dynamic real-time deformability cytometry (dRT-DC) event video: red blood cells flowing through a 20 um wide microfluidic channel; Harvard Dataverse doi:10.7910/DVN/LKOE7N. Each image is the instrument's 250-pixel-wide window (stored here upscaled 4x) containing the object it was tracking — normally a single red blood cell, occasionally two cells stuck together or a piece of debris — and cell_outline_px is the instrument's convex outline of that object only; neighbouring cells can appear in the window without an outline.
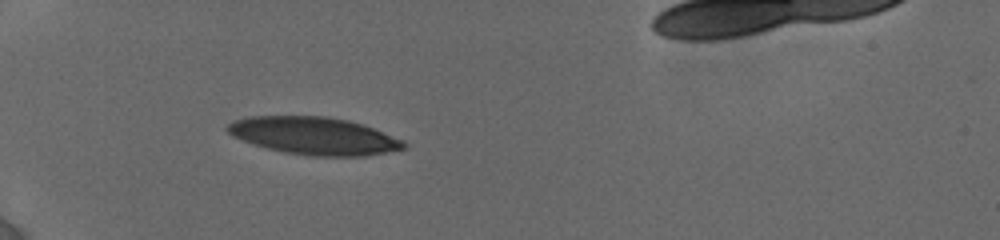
{"species": "human", "species_latin": "Homo sapiens", "temperature_condition": "cold", "stored_images_in_passage": 33, "segment_of_instrument_passage": [1, 2], "camera_frame_rate_fps": 3000, "um_per_image_px": 0.085, "donor": {"sex": "female"}, "frame": {"image": 1, "passage_image": 1, "time_ms": 0.0, "image_size_px": [1000, 240], "cell_outline_px": [[408, 144], [404, 148], [364, 156], [308, 156], [284, 152], [268, 148], [232, 136], [224, 128], [228, 124], [236, 120], [248, 116], [328, 116], [348, 120], [372, 128], [404, 140]], "centroid_in_image_um": [26.68, 11.54], "position_along_channel_um": 58.3, "area_um2": 38.26}}
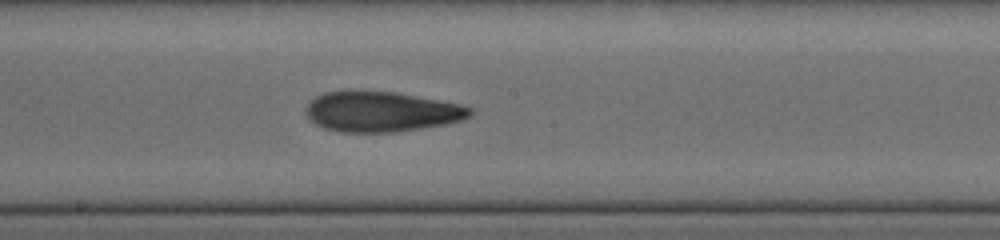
{"frame": {"image": 2, "passage_image": 13, "time_ms": 4.667, "image_size_px": [1000, 240], "cell_outline_px": [[472, 112], [464, 120], [444, 124], [396, 132], [340, 132], [324, 128], [308, 120], [304, 112], [304, 108], [316, 96], [324, 92], [348, 88], [352, 88], [396, 92], [440, 100], [460, 104], [472, 108]], "centroid_in_image_um": [32.34, 9.45], "position_along_channel_um": 215.9, "area_um2": 39.36}}
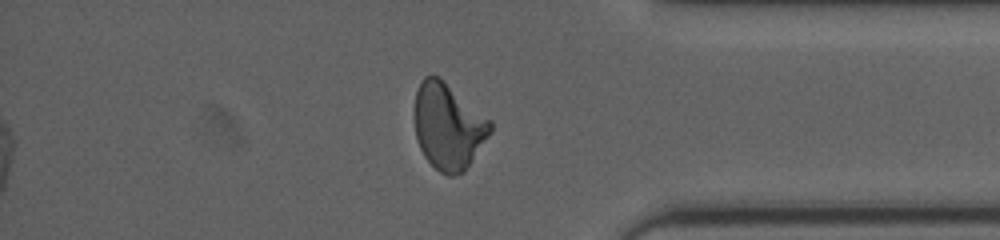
{"frame": {"image": 3, "passage_image": 26, "time_ms": 9.667, "image_size_px": [1000, 240], "cell_outline_px": [[492, 128], [488, 136], [464, 172], [452, 176], [448, 176], [440, 172], [424, 156], [420, 148], [416, 136], [416, 92], [424, 76], [436, 76], [492, 120]], "centroid_in_image_um": [38.12, 10.77], "position_along_channel_um": 397.1, "area_um2": 37.11}}